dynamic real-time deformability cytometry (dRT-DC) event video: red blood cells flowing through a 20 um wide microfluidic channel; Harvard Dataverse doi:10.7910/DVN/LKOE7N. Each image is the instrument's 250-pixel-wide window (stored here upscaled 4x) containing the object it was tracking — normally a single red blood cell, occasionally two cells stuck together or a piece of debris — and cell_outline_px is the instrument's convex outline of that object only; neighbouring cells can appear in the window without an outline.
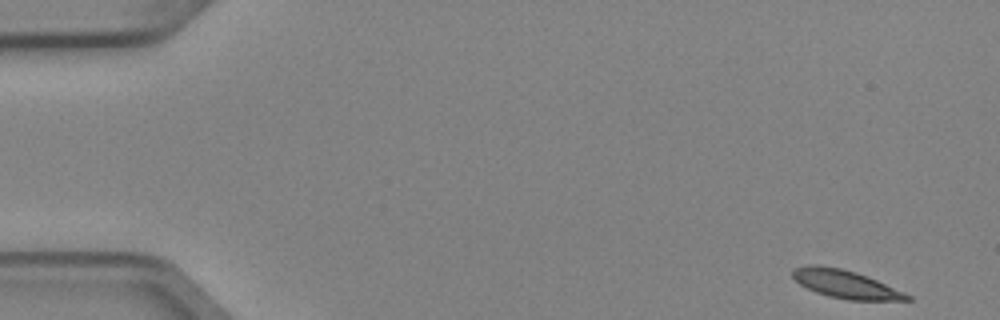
{"species": "Egyptian fruit bat (a non-hibernating species)", "species_latin": "Rousettus aegyptiacus", "temperature_condition": "cold", "stored_images_in_passage": 4, "camera_frame_rate_fps": 3000, "um_per_image_px": 0.085, "animal": {"sex": "female"}, "frame": {"image": 1, "passage_image": 1, "time_ms": 0.0, "image_size_px": [1000, 320], "cell_outline_px": [[912, 300], [848, 300], [828, 296], [816, 292], [800, 284], [792, 276], [792, 272], [796, 268], [808, 264], [816, 264], [840, 268], [856, 272], [868, 276], [912, 296]], "centroid_in_image_um": [71.86, 24.15], "position_along_channel_um": 13.1, "area_um2": 18.61}}
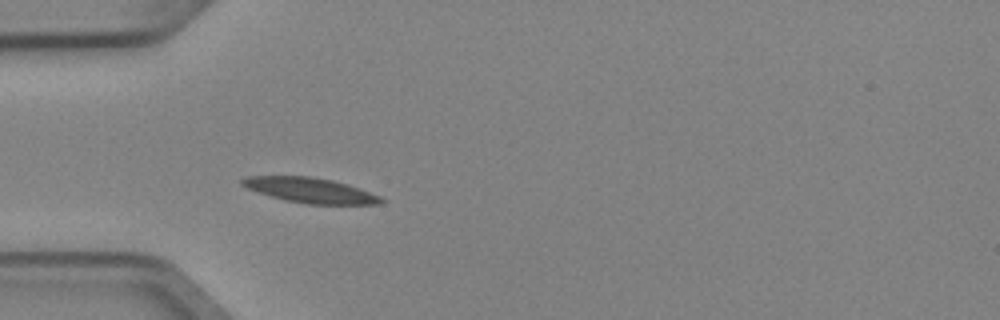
{"frame": {"image": 2, "passage_image": 4, "time_ms": 1.0, "image_size_px": [1000, 320], "cell_outline_px": [[388, 200], [376, 204], [308, 204], [284, 200], [248, 188], [240, 184], [240, 180], [248, 176], [308, 176], [332, 180], [348, 184], [360, 188], [380, 196]], "centroid_in_image_um": [26.41, 16.17], "position_along_channel_um": 58.6, "area_um2": 20.17}}